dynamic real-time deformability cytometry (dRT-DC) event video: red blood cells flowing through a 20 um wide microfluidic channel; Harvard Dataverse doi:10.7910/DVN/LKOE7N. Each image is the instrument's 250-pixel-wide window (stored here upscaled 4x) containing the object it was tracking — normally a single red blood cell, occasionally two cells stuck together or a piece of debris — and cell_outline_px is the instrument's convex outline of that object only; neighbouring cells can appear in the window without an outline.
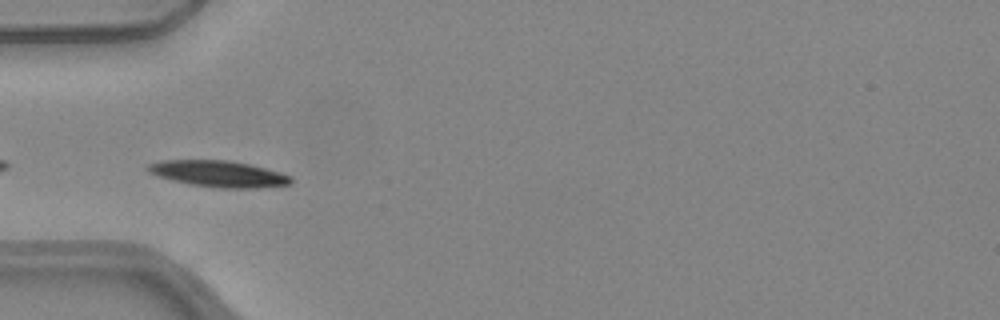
{"species": "common noctule bat (a hibernating species)", "species_latin": "Nyctalus noctula", "temperature_condition": "warm", "stored_images_in_passage": 37, "camera_frame_rate_fps": 3000, "um_per_image_px": 0.085, "animal": {"sex": "female", "body_mass_g": 24.6, "forearm_length_mm": 56.2}, "frame": {"image": 1, "passage_image": 2, "time_ms": 0.333, "image_size_px": [1000, 320], "cell_outline_px": [[292, 184], [260, 188], [220, 188], [188, 184], [156, 176], [148, 172], [144, 168], [148, 164], [160, 160], [228, 160], [248, 164], [280, 172], [292, 176]], "centroid_in_image_um": [18.55, 14.78], "position_along_channel_um": 66.5, "area_um2": 22.14}}
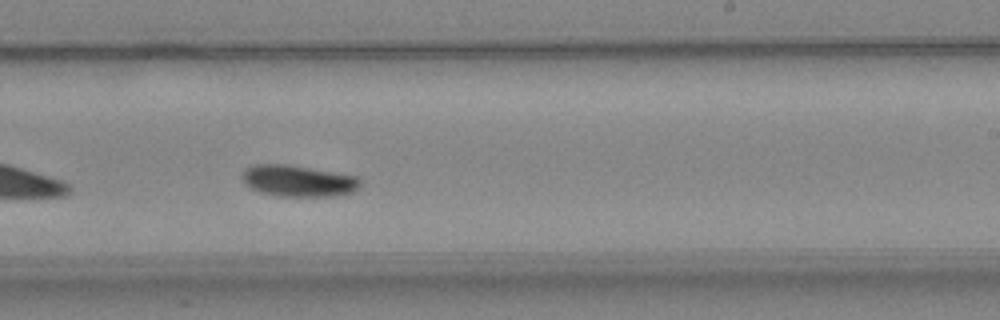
{"frame": {"image": 2, "passage_image": 17, "time_ms": 5.333, "image_size_px": [1000, 320], "cell_outline_px": [[360, 184], [352, 192], [336, 196], [276, 196], [260, 192], [252, 188], [244, 180], [244, 172], [248, 168], [256, 164], [288, 164], [356, 176], [360, 180]], "centroid_in_image_um": [25.38, 15.38], "position_along_channel_um": 263.6, "area_um2": 21.21}}
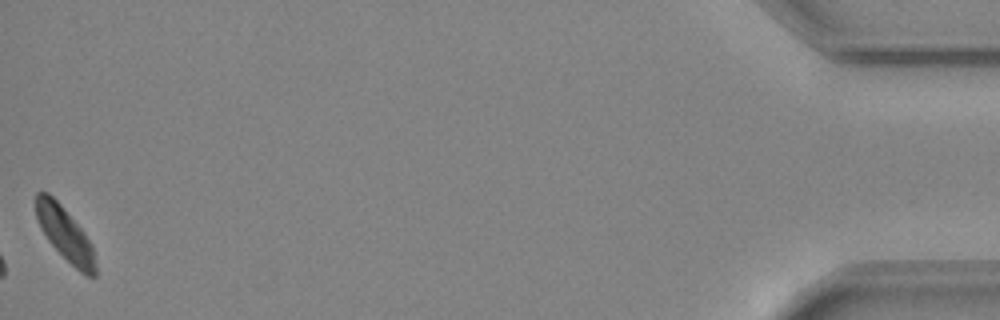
{"frame": {"image": 3, "passage_image": 37, "time_ms": 12.0, "image_size_px": [1000, 320], "cell_outline_px": [[96, 276], [88, 276], [80, 272], [48, 240], [40, 228], [36, 216], [36, 192], [48, 192], [60, 204], [84, 232], [92, 248], [96, 264]], "centroid_in_image_um": [5.51, 19.87], "position_along_channel_um": 429.7, "area_um2": 18.03}, "authors_computed_cell_mechanics": {"area_um2": 20.808, "velocity_mm_per_s": 3.9516, "shape_relaxation_time_tau1_ms": 2.857, "shape_relaxation_time_tau2_ms": null, "deformation_change_tau1": 0.1009, "deformation_change_tau2": null}}